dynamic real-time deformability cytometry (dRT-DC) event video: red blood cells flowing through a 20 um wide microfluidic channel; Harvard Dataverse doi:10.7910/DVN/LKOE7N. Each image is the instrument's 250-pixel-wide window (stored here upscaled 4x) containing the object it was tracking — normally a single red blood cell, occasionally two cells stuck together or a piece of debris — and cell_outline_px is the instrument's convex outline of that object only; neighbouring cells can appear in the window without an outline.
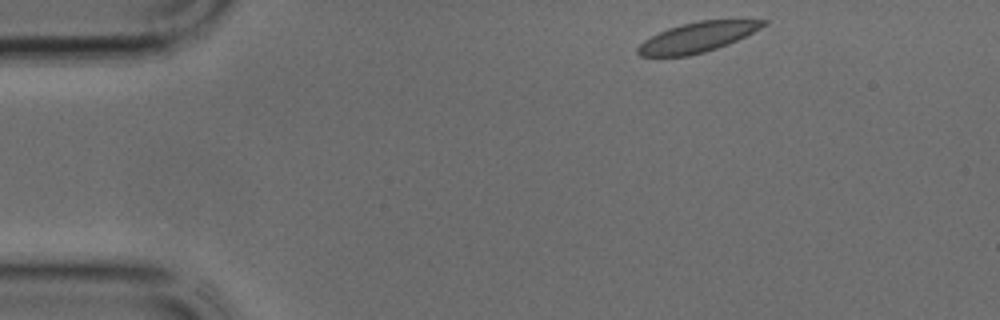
{"species": "common noctule bat (a hibernating species)", "species_latin": "Nyctalus noctula", "temperature_condition": "cold", "stored_images_in_passage": 33, "camera_frame_rate_fps": 3000, "um_per_image_px": 0.085, "animal": {"sex": "male", "body_mass_g": 17.9, "forearm_length_mm": 54.2}, "frame": {"image": 1, "passage_image": 1, "time_ms": 0.0, "image_size_px": [1000, 320], "cell_outline_px": [[768, 24], [728, 44], [704, 52], [688, 56], [640, 56], [636, 52], [636, 48], [644, 40], [668, 28], [700, 20], [768, 20]], "centroid_in_image_um": [59.25, 3.17], "position_along_channel_um": 25.7, "area_um2": 21.56}}
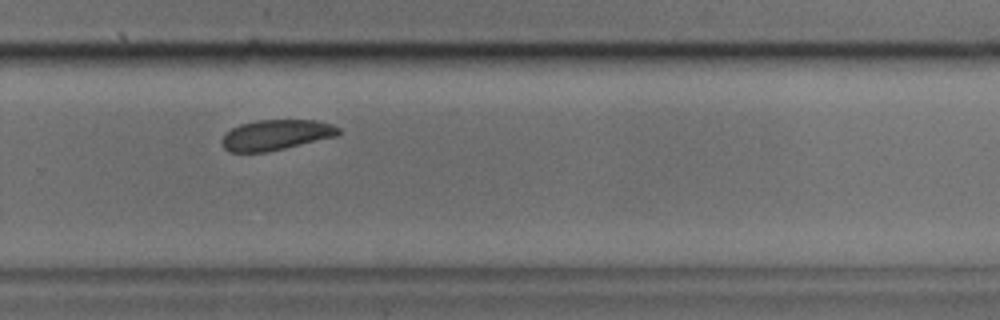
{"frame": {"image": 2, "passage_image": 21, "time_ms": 6.667, "image_size_px": [1000, 320], "cell_outline_px": [[340, 132], [336, 136], [268, 152], [228, 152], [220, 144], [220, 140], [232, 128], [240, 124], [256, 120], [316, 120], [332, 124], [340, 128]], "centroid_in_image_um": [23.44, 11.47], "position_along_channel_um": 306.4, "area_um2": 20.69}}
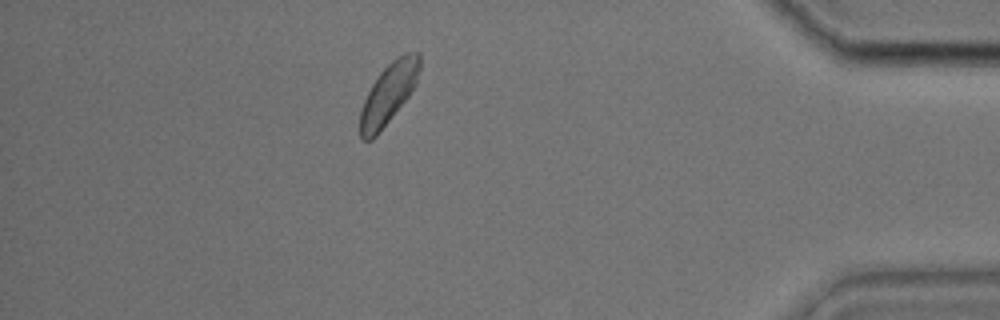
{"frame": {"image": 3, "passage_image": 29, "time_ms": 9.333, "image_size_px": [1000, 320], "cell_outline_px": [[420, 68], [416, 84], [408, 96], [376, 136], [372, 140], [360, 140], [360, 108], [372, 84], [380, 72], [396, 56], [404, 52], [420, 52]], "centroid_in_image_um": [33.02, 7.93], "position_along_channel_um": 402.2, "area_um2": 20.98}}